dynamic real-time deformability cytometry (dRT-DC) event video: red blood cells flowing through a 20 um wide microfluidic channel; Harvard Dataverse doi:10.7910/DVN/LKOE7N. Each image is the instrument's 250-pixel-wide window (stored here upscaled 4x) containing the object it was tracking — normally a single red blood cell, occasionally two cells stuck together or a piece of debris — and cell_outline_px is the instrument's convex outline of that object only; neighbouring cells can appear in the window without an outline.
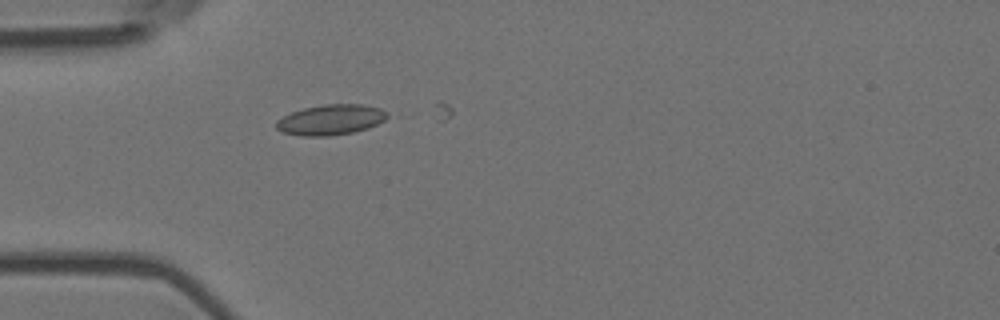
{"species": "Egyptian fruit bat (a non-hibernating species)", "species_latin": "Rousettus aegyptiacus", "temperature_condition": "room temperature", "stored_images_in_passage": 1, "camera_frame_rate_fps": 3000, "um_per_image_px": 0.085, "animal": {"sex": "female"}, "frame": {"image": 1, "passage_image": 1, "time_ms": 0.0, "image_size_px": [1000, 320], "cell_outline_px": [[392, 116], [368, 128], [352, 132], [328, 136], [300, 136], [280, 132], [276, 128], [276, 120], [292, 112], [304, 108], [324, 104], [360, 104], [380, 108], [388, 112]], "centroid_in_image_um": [28.12, 10.18], "position_along_channel_um": 56.9, "area_um2": 19.77}}